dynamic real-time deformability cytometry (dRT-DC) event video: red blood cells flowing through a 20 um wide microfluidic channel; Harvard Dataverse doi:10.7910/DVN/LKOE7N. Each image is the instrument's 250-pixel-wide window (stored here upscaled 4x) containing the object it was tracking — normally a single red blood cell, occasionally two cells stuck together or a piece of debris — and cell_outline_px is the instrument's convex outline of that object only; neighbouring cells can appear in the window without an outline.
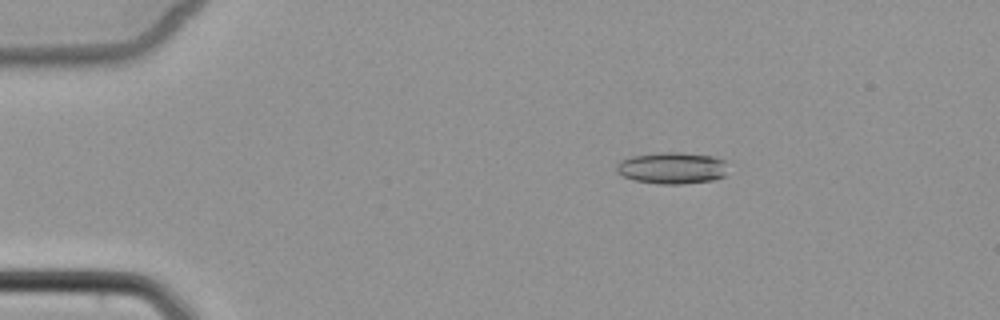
{"species": "common noctule bat (a hibernating species)", "species_latin": "Nyctalus noctula", "temperature_condition": "cold", "stored_images_in_passage": 6, "camera_frame_rate_fps": 3000, "um_per_image_px": 0.085, "animal": {"sex": "female", "body_mass_g": 22.7, "forearm_length_mm": 54.2}, "frame": {"image": 1, "passage_image": 3, "time_ms": 2.333, "image_size_px": [1000, 320], "cell_outline_px": [[728, 160], [724, 176], [712, 180], [684, 184], [660, 184], [632, 180], [616, 172], [616, 164], [620, 160], [628, 156], [656, 152], [680, 152], [716, 156]], "centroid_in_image_um": [57.12, 14.26], "position_along_channel_um": 27.9, "area_um2": 21.1}}